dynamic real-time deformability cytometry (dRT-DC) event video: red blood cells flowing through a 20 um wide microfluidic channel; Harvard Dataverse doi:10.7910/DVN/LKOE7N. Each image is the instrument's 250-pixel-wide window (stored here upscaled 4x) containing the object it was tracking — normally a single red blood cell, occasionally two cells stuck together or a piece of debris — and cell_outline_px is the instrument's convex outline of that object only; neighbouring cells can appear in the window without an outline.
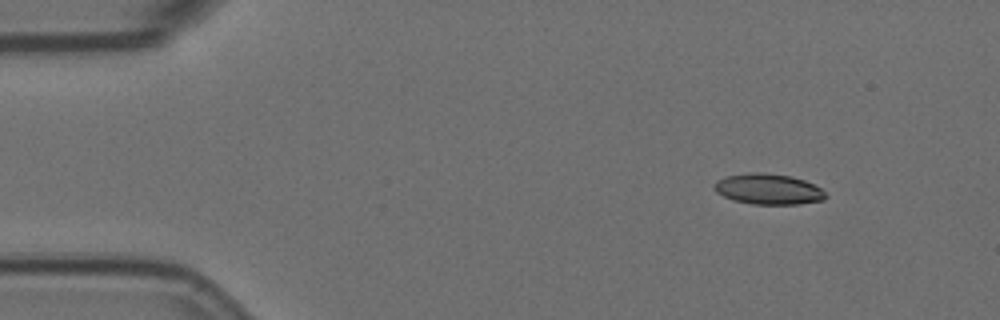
{"species": "Egyptian fruit bat (a non-hibernating species)", "species_latin": "Rousettus aegyptiacus", "temperature_condition": "room temperature", "stored_images_in_passage": 4, "camera_frame_rate_fps": 3000, "um_per_image_px": 0.085, "animal": {"sex": "female"}, "frame": {"image": 1, "passage_image": 1, "time_ms": 0.0, "image_size_px": [1000, 320], "cell_outline_px": [[828, 196], [824, 200], [800, 204], [752, 204], [732, 200], [716, 192], [712, 188], [712, 184], [716, 180], [728, 176], [752, 172], [760, 172], [792, 176], [804, 180], [820, 188]], "centroid_in_image_um": [65.28, 16.08], "position_along_channel_um": 19.7, "area_um2": 20.0}}
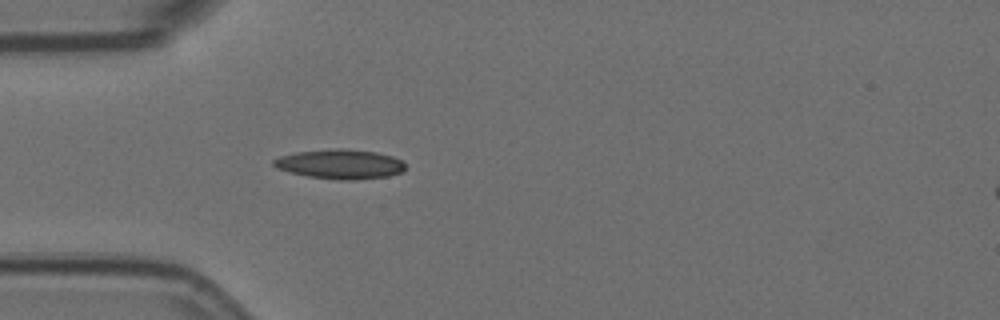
{"frame": {"image": 2, "passage_image": 4, "time_ms": 1.0, "image_size_px": [1000, 320], "cell_outline_px": [[404, 168], [400, 172], [388, 176], [352, 180], [340, 180], [308, 176], [292, 172], [280, 168], [272, 164], [272, 160], [280, 156], [296, 152], [336, 148], [340, 148], [376, 152], [392, 156], [400, 160], [404, 164]], "centroid_in_image_um": [28.91, 13.94], "position_along_channel_um": 56.1, "area_um2": 22.31}}